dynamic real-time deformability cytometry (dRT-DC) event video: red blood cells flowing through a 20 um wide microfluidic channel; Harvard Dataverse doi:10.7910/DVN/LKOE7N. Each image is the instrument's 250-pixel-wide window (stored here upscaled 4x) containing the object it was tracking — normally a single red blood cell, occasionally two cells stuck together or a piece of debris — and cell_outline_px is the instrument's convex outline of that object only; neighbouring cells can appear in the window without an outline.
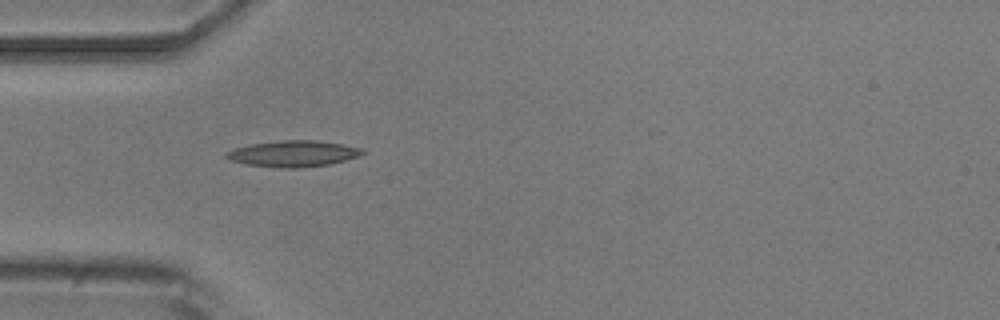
{"species": "common noctule bat (a hibernating species)", "species_latin": "Nyctalus noctula", "temperature_condition": "room temperature", "stored_images_in_passage": 5, "camera_frame_rate_fps": 3000, "um_per_image_px": 0.085, "animal": {"sex": "male", "body_mass_g": 20.5, "forearm_length_mm": 52.5}, "frame": {"image": 1, "passage_image": 1, "time_ms": 0.0, "image_size_px": [1000, 320], "cell_outline_px": [[364, 152], [356, 156], [344, 160], [328, 164], [300, 168], [280, 168], [248, 164], [232, 160], [224, 156], [224, 152], [248, 144], [280, 140], [316, 140], [340, 144], [360, 148]], "centroid_in_image_um": [24.86, 13.05], "position_along_channel_um": 60.1, "area_um2": 20.46}}
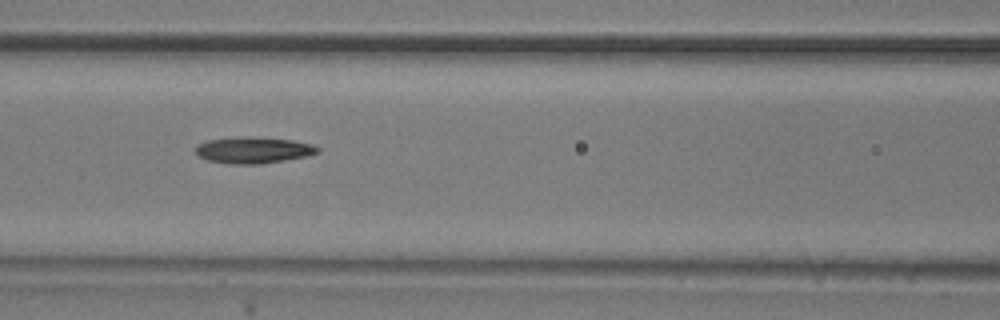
{"frame": {"image": 2, "passage_image": 3, "time_ms": 2.333, "image_size_px": [1000, 320], "cell_outline_px": [[320, 152], [308, 156], [256, 164], [228, 164], [208, 160], [200, 156], [196, 152], [196, 148], [200, 144], [208, 140], [236, 136], [264, 136], [292, 140], [312, 144], [320, 148]], "centroid_in_image_um": [21.57, 12.73], "position_along_channel_um": 145.0, "area_um2": 18.9}}
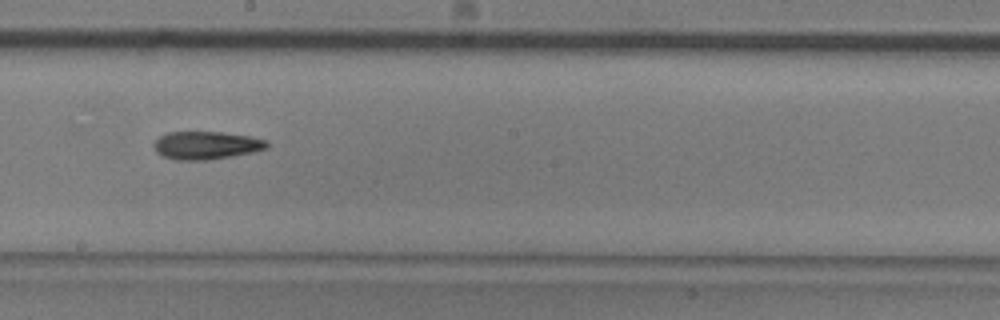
{"frame": {"image": 3, "passage_image": 5, "time_ms": 4.667, "image_size_px": [1000, 320], "cell_outline_px": [[268, 148], [252, 152], [232, 156], [204, 160], [176, 160], [164, 156], [156, 152], [156, 140], [160, 136], [168, 132], [220, 132], [248, 136], [268, 140]], "centroid_in_image_um": [17.56, 12.35], "position_along_channel_um": 230.6, "area_um2": 18.15}}